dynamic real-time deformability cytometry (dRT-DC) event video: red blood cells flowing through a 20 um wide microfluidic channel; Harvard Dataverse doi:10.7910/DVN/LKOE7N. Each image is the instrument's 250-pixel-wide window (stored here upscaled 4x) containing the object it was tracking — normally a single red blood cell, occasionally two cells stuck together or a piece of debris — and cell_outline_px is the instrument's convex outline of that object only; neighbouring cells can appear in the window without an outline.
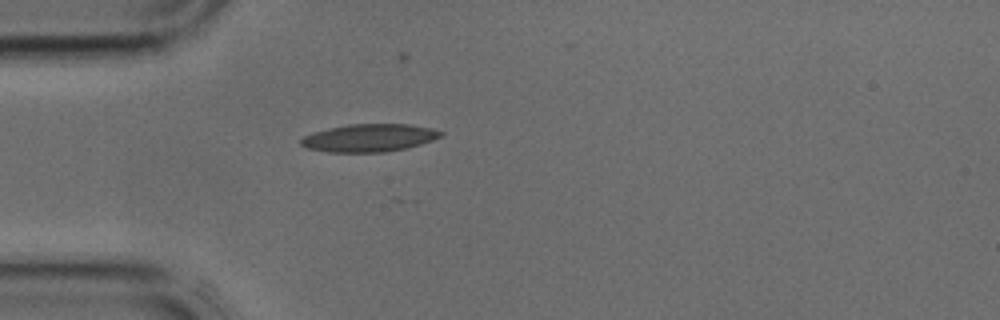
{"species": "common noctule bat (a hibernating species)", "species_latin": "Nyctalus noctula", "temperature_condition": "cold", "stored_images_in_passage": 29, "camera_frame_rate_fps": 3000, "um_per_image_px": 0.085, "animal": {"sex": "male", "body_mass_g": 17.9, "forearm_length_mm": 54.2}, "frame": {"image": 1, "passage_image": 1, "time_ms": 0.0, "image_size_px": [1000, 320], "cell_outline_px": [[444, 136], [408, 148], [384, 152], [328, 152], [308, 148], [300, 144], [300, 140], [304, 136], [312, 132], [328, 128], [348, 124], [408, 124], [432, 128], [444, 132]], "centroid_in_image_um": [31.4, 11.71], "position_along_channel_um": 53.6, "area_um2": 22.72}}
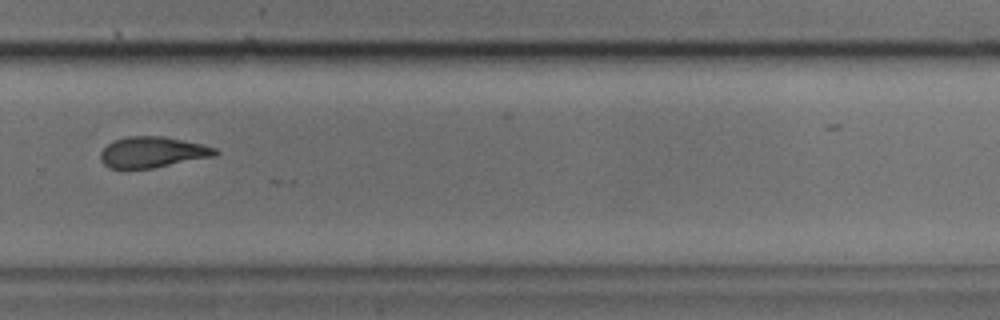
{"frame": {"image": 2, "passage_image": 18, "time_ms": 5.667, "image_size_px": [1000, 320], "cell_outline_px": [[220, 152], [216, 156], [152, 168], [108, 168], [100, 160], [100, 152], [108, 144], [116, 140], [128, 136], [164, 136], [200, 144], [216, 148]], "centroid_in_image_um": [12.97, 12.94], "position_along_channel_um": 316.8, "area_um2": 20.52}}
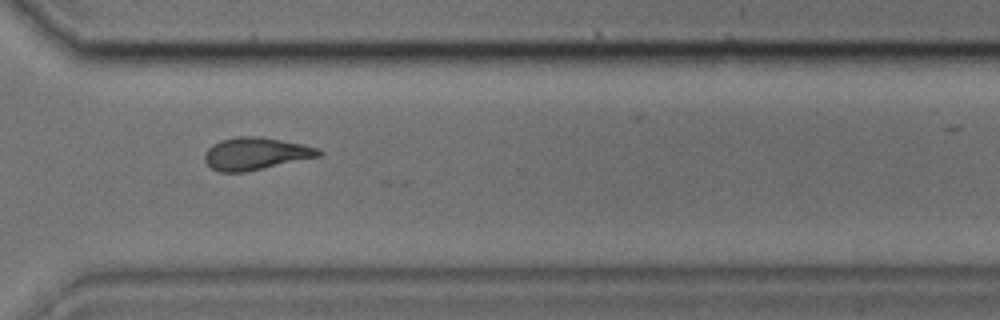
{"frame": {"image": 3, "passage_image": 20, "time_ms": 6.333, "image_size_px": [1000, 320], "cell_outline_px": [[324, 152], [320, 156], [244, 172], [220, 172], [212, 168], [204, 160], [204, 152], [212, 144], [220, 140], [236, 136], [260, 136], [320, 148]], "centroid_in_image_um": [21.71, 13.05], "position_along_channel_um": 348.9, "area_um2": 21.44}}